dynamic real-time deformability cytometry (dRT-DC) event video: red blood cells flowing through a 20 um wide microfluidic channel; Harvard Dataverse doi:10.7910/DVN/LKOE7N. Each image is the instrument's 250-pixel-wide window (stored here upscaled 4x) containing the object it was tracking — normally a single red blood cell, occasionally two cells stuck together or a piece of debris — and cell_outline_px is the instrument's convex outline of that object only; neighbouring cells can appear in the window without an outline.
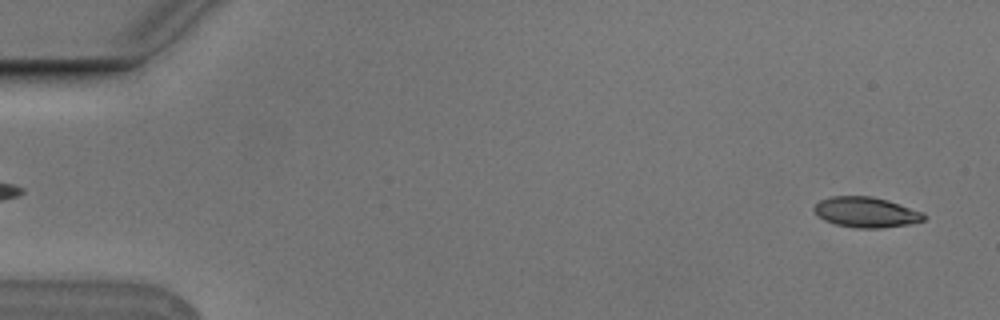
{"species": "Egyptian fruit bat (a non-hibernating species)", "species_latin": "Rousettus aegyptiacus", "temperature_condition": "cold", "stored_images_in_passage": 54, "camera_frame_rate_fps": 3000, "um_per_image_px": 0.085, "animal": {"sex": "male"}, "frame": {"image": 1, "passage_image": 2, "time_ms": 0.333, "image_size_px": [1000, 320], "cell_outline_px": [[924, 220], [908, 224], [880, 228], [860, 228], [836, 224], [824, 220], [812, 208], [820, 200], [828, 196], [872, 196], [888, 200], [924, 212]], "centroid_in_image_um": [73.61, 18.02], "position_along_channel_um": 11.4, "area_um2": 19.31}}
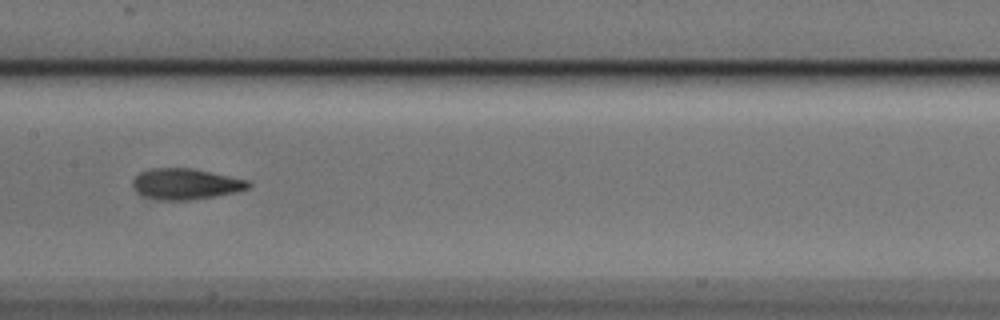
{"frame": {"image": 2, "passage_image": 27, "time_ms": 8.667, "image_size_px": [1000, 320], "cell_outline_px": [[252, 184], [248, 188], [232, 192], [212, 196], [188, 200], [160, 200], [144, 196], [136, 192], [132, 188], [132, 180], [140, 172], [152, 168], [192, 168], [248, 180]], "centroid_in_image_um": [15.72, 15.63], "position_along_channel_um": 191.7, "area_um2": 20.63}}
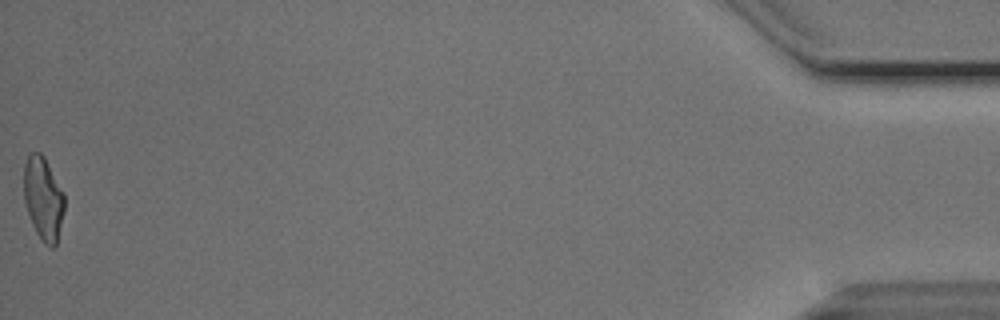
{"frame": {"image": 3, "passage_image": 54, "time_ms": 17.667, "image_size_px": [1000, 320], "cell_outline_px": [[64, 212], [56, 244], [52, 248], [44, 244], [36, 232], [32, 224], [24, 200], [24, 164], [28, 152], [40, 152], [44, 156], [64, 192]], "centroid_in_image_um": [3.68, 16.84], "position_along_channel_um": 431.5, "area_um2": 19.77}, "authors_computed_cell_mechanics": {"area_um2": 19.8543, "velocity_mm_per_s": 3.7715, "shape_relaxation_time_tau1_ms": 4.0062, "shape_relaxation_time_tau2_ms": 2.5997, "deformation_change_tau1": 0.156, "deformation_change_tau2": 0.1054}}